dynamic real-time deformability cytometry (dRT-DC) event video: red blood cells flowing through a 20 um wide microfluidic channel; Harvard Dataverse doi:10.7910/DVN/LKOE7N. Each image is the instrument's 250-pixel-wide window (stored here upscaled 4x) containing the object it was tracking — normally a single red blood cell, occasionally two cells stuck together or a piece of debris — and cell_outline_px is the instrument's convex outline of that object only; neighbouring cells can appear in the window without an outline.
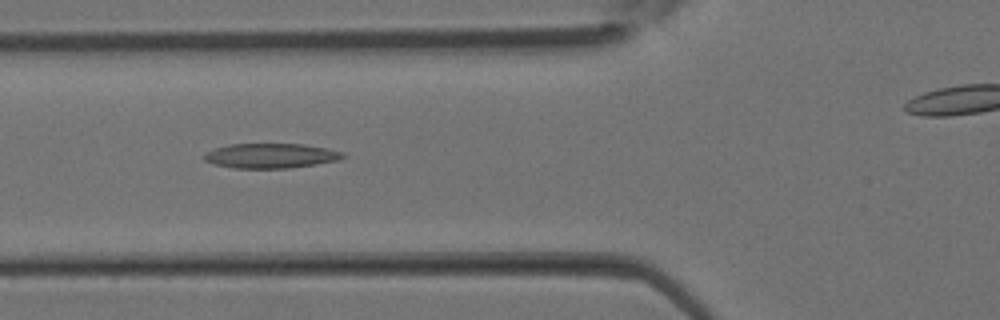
{"species": "Egyptian fruit bat (a non-hibernating species)", "species_latin": "Rousettus aegyptiacus", "temperature_condition": "room temperature", "stored_images_in_passage": 31, "camera_frame_rate_fps": 3000, "um_per_image_px": 0.085, "animal": {"sex": "female"}, "frame": {"image": 1, "passage_image": 13, "time_ms": 4.0, "image_size_px": [1000, 320], "cell_outline_px": [[348, 156], [336, 160], [288, 168], [232, 168], [212, 164], [204, 160], [204, 156], [208, 152], [216, 148], [228, 144], [304, 144], [328, 148], [344, 152]], "centroid_in_image_um": [23.02, 13.23], "position_along_channel_um": 102.8, "area_um2": 19.94}}
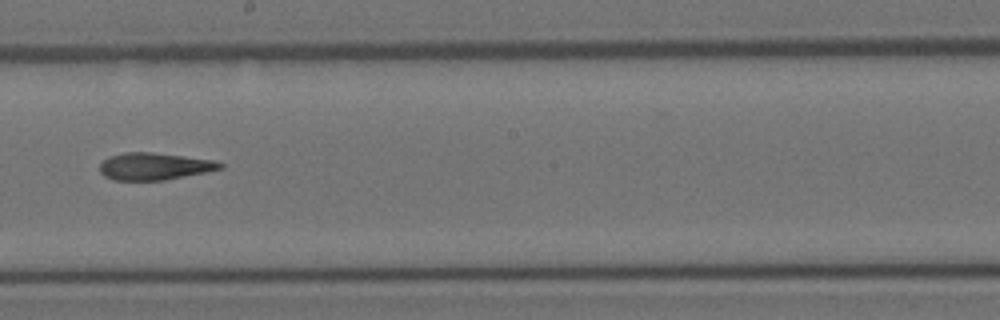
{"frame": {"image": 2, "passage_image": 20, "time_ms": 6.333, "image_size_px": [1000, 320], "cell_outline_px": [[224, 168], [164, 180], [112, 180], [104, 176], [100, 172], [100, 164], [108, 156], [124, 152], [152, 152], [216, 160], [224, 164]], "centroid_in_image_um": [13.11, 14.13], "position_along_channel_um": 235.1, "area_um2": 19.07}}
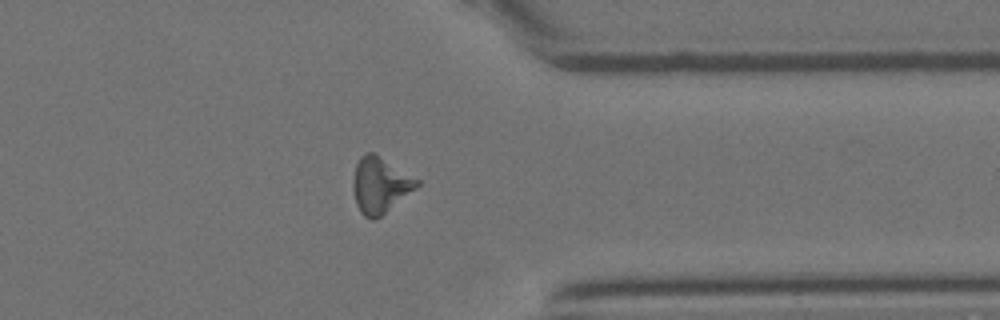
{"frame": {"image": 3, "passage_image": 28, "time_ms": 9.0, "image_size_px": [1000, 320], "cell_outline_px": [[420, 184], [416, 188], [380, 216], [372, 220], [364, 216], [360, 212], [356, 204], [352, 188], [352, 180], [356, 164], [360, 156], [364, 152], [376, 152], [420, 180]], "centroid_in_image_um": [32.29, 15.69], "position_along_channel_um": 379.1, "area_um2": 20.98}}